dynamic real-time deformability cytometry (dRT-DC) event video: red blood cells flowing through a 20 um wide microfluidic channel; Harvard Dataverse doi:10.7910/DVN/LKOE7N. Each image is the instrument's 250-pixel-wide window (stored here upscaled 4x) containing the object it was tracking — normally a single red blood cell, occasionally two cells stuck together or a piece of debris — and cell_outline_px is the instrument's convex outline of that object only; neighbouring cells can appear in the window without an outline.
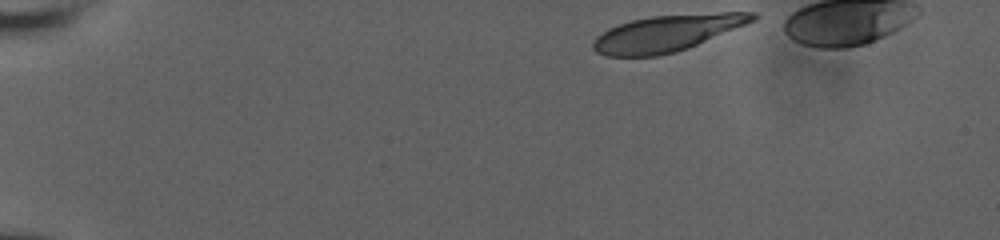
{"species": "human", "species_latin": "Homo sapiens", "temperature_condition": "room temperature", "stored_images_in_passage": 46, "camera_frame_rate_fps": 3000, "um_per_image_px": 0.085, "donor": {"sex": "male"}, "frame": {"image": 1, "passage_image": 1, "time_ms": 0.0, "image_size_px": [1000, 240], "cell_outline_px": [[756, 20], [688, 48], [676, 52], [656, 56], [604, 56], [596, 52], [592, 48], [592, 44], [596, 36], [608, 28], [632, 20], [652, 16], [720, 12], [756, 12]], "centroid_in_image_um": [56.68, 2.82], "position_along_channel_um": 28.3, "area_um2": 33.76}}
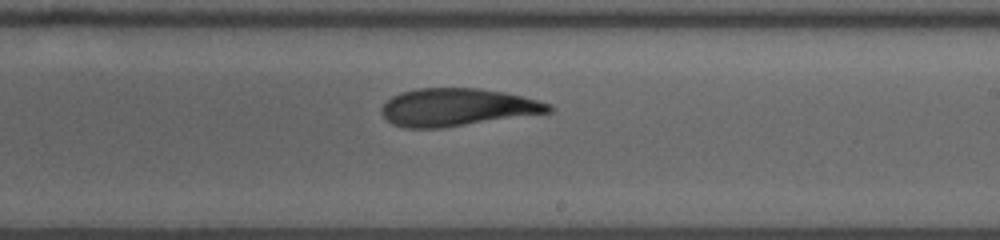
{"frame": {"image": 2, "passage_image": 28, "time_ms": 9.0, "image_size_px": [1000, 240], "cell_outline_px": [[552, 112], [444, 128], [404, 128], [392, 124], [380, 112], [380, 108], [392, 96], [400, 92], [420, 88], [480, 88], [504, 92], [552, 104]], "centroid_in_image_um": [38.84, 9.12], "position_along_channel_um": 250.2, "area_um2": 36.76}}
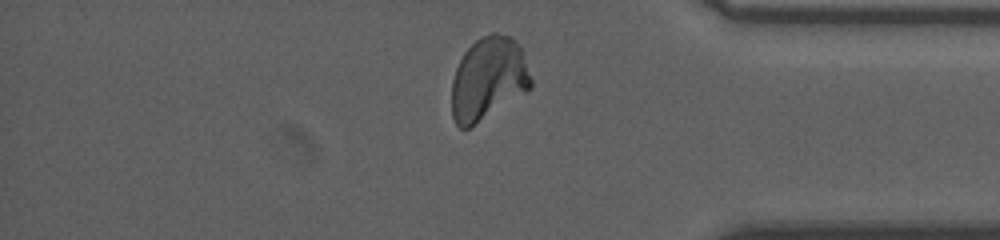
{"frame": {"image": 3, "passage_image": 41, "time_ms": 13.333, "image_size_px": [1000, 240], "cell_outline_px": [[532, 88], [468, 128], [460, 128], [456, 124], [452, 116], [452, 80], [456, 68], [464, 52], [476, 40], [492, 32], [496, 32], [512, 36], [516, 40], [524, 56], [532, 80]], "centroid_in_image_um": [41.51, 6.67], "position_along_channel_um": 393.7, "area_um2": 38.03}}